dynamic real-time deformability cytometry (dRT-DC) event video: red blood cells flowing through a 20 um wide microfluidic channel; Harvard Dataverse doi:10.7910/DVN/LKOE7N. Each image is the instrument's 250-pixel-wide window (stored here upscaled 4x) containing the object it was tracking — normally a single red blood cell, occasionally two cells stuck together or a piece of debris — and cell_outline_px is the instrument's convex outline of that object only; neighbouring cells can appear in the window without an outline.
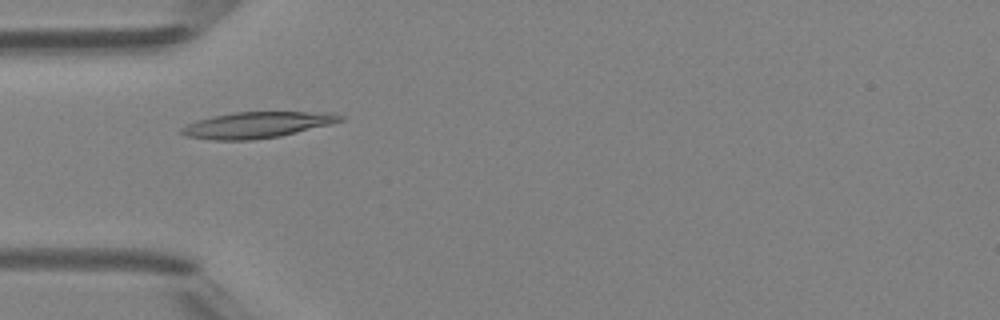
{"species": "Egyptian fruit bat (a non-hibernating species)", "species_latin": "Rousettus aegyptiacus", "temperature_condition": "room temperature", "stored_images_in_passage": 5, "camera_frame_rate_fps": 3000, "um_per_image_px": 0.085, "animal": {"sex": "female"}, "frame": {"image": 1, "passage_image": 4, "time_ms": 3.667, "image_size_px": [1000, 320], "cell_outline_px": [[344, 120], [332, 124], [280, 136], [252, 140], [212, 140], [184, 136], [180, 132], [180, 128], [196, 120], [212, 116], [236, 112], [332, 112], [344, 116]], "centroid_in_image_um": [21.85, 10.62], "position_along_channel_um": 63.1, "area_um2": 24.28}}
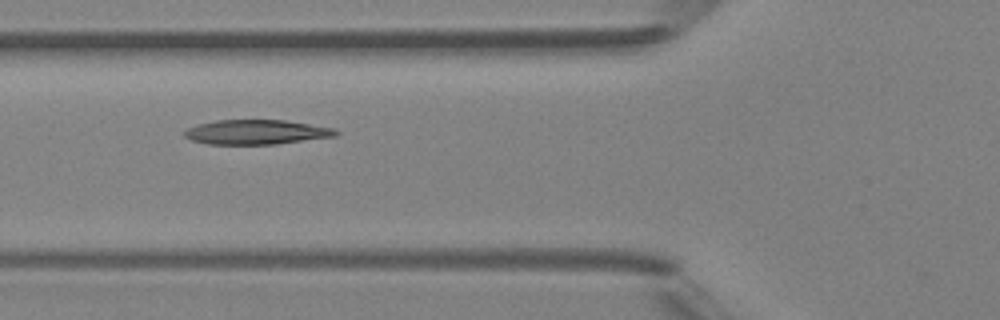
{"frame": {"image": 2, "passage_image": 5, "time_ms": 4.667, "image_size_px": [1000, 320], "cell_outline_px": [[340, 132], [336, 136], [276, 144], [208, 144], [192, 140], [184, 136], [184, 132], [188, 128], [200, 124], [216, 120], [284, 120], [336, 128]], "centroid_in_image_um": [21.83, 11.23], "position_along_channel_um": 104.0, "area_um2": 21.62}}